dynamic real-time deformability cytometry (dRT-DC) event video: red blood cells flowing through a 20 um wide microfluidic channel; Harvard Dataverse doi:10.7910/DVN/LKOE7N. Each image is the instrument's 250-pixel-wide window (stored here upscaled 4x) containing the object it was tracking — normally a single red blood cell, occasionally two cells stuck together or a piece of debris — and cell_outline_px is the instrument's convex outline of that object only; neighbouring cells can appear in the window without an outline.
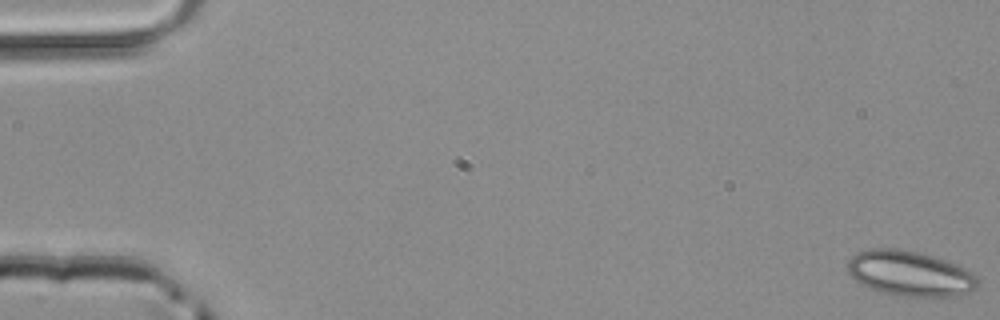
{"species": "common noctule bat (a hibernating species)", "species_latin": "Nyctalus noctula", "temperature_condition": "room temperature", "stored_images_in_passage": 50, "camera_frame_rate_fps": 3000, "um_per_image_px": 0.085, "animal": {"sex": "male", "body_mass_g": 20.4}, "frame": {"image": 1, "passage_image": 1, "time_ms": 0.0, "image_size_px": [1000, 320], "cell_outline_px": [[976, 288], [960, 296], [896, 296], [880, 292], [860, 284], [848, 272], [848, 260], [856, 252], [872, 248], [900, 248], [932, 256], [956, 264], [972, 272], [976, 276]], "centroid_in_image_um": [77.31, 23.25], "position_along_channel_um": 7.7, "area_um2": 34.22}}
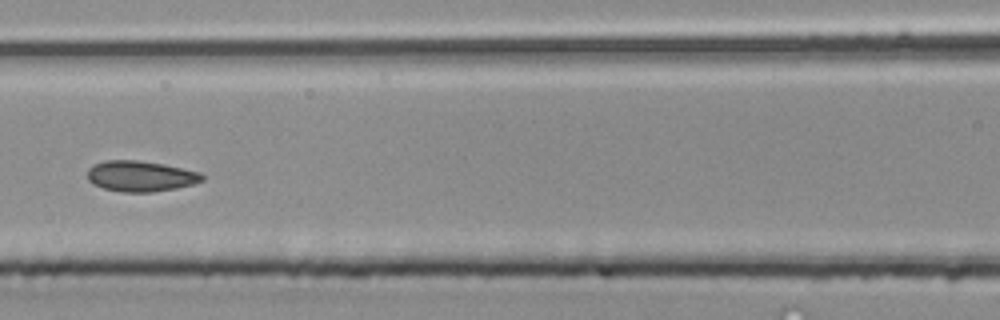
{"frame": {"image": 2, "passage_image": 23, "time_ms": 7.333, "image_size_px": [1000, 320], "cell_outline_px": [[204, 180], [192, 184], [176, 188], [152, 192], [124, 192], [104, 188], [88, 180], [88, 168], [92, 164], [104, 160], [136, 160], [164, 164], [200, 172], [204, 176]], "centroid_in_image_um": [11.95, 14.96], "position_along_channel_um": 154.7, "area_um2": 20.46}}
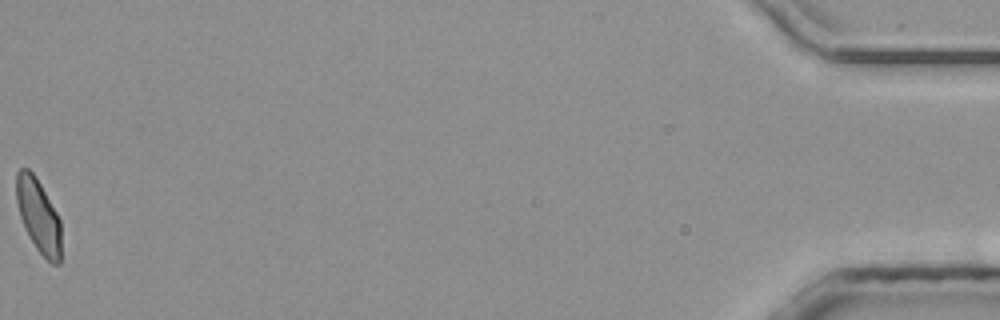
{"frame": {"image": 3, "passage_image": 50, "time_ms": 16.333, "image_size_px": [1000, 320], "cell_outline_px": [[60, 264], [52, 264], [36, 248], [28, 236], [20, 216], [16, 200], [16, 172], [20, 168], [28, 168], [36, 176], [56, 212], [60, 220]], "centroid_in_image_um": [3.25, 18.31], "position_along_channel_um": 431.9, "area_um2": 19.07}}